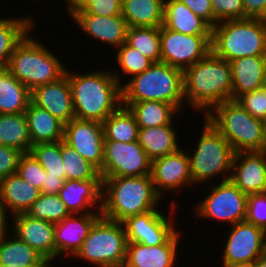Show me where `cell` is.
<instances>
[{
    "label": "cell",
    "instance_id": "cell-11",
    "mask_svg": "<svg viewBox=\"0 0 266 267\" xmlns=\"http://www.w3.org/2000/svg\"><path fill=\"white\" fill-rule=\"evenodd\" d=\"M151 174V160L138 143L104 140L101 178L138 177Z\"/></svg>",
    "mask_w": 266,
    "mask_h": 267
},
{
    "label": "cell",
    "instance_id": "cell-39",
    "mask_svg": "<svg viewBox=\"0 0 266 267\" xmlns=\"http://www.w3.org/2000/svg\"><path fill=\"white\" fill-rule=\"evenodd\" d=\"M49 175H59L65 179L61 155V141L38 143L30 151Z\"/></svg>",
    "mask_w": 266,
    "mask_h": 267
},
{
    "label": "cell",
    "instance_id": "cell-37",
    "mask_svg": "<svg viewBox=\"0 0 266 267\" xmlns=\"http://www.w3.org/2000/svg\"><path fill=\"white\" fill-rule=\"evenodd\" d=\"M61 155L66 180L101 179L99 169L84 159L70 145L61 141Z\"/></svg>",
    "mask_w": 266,
    "mask_h": 267
},
{
    "label": "cell",
    "instance_id": "cell-4",
    "mask_svg": "<svg viewBox=\"0 0 266 267\" xmlns=\"http://www.w3.org/2000/svg\"><path fill=\"white\" fill-rule=\"evenodd\" d=\"M205 118L230 143L235 153L266 150L265 122L250 115L235 100L216 105Z\"/></svg>",
    "mask_w": 266,
    "mask_h": 267
},
{
    "label": "cell",
    "instance_id": "cell-5",
    "mask_svg": "<svg viewBox=\"0 0 266 267\" xmlns=\"http://www.w3.org/2000/svg\"><path fill=\"white\" fill-rule=\"evenodd\" d=\"M211 52L228 62L266 57V25L256 18L219 22L212 28Z\"/></svg>",
    "mask_w": 266,
    "mask_h": 267
},
{
    "label": "cell",
    "instance_id": "cell-43",
    "mask_svg": "<svg viewBox=\"0 0 266 267\" xmlns=\"http://www.w3.org/2000/svg\"><path fill=\"white\" fill-rule=\"evenodd\" d=\"M235 101L250 115L266 122V89L260 88L243 93Z\"/></svg>",
    "mask_w": 266,
    "mask_h": 267
},
{
    "label": "cell",
    "instance_id": "cell-44",
    "mask_svg": "<svg viewBox=\"0 0 266 267\" xmlns=\"http://www.w3.org/2000/svg\"><path fill=\"white\" fill-rule=\"evenodd\" d=\"M266 232V192L248 195L245 220Z\"/></svg>",
    "mask_w": 266,
    "mask_h": 267
},
{
    "label": "cell",
    "instance_id": "cell-32",
    "mask_svg": "<svg viewBox=\"0 0 266 267\" xmlns=\"http://www.w3.org/2000/svg\"><path fill=\"white\" fill-rule=\"evenodd\" d=\"M31 102V91L6 68H0V114L25 112Z\"/></svg>",
    "mask_w": 266,
    "mask_h": 267
},
{
    "label": "cell",
    "instance_id": "cell-47",
    "mask_svg": "<svg viewBox=\"0 0 266 267\" xmlns=\"http://www.w3.org/2000/svg\"><path fill=\"white\" fill-rule=\"evenodd\" d=\"M188 6L198 17L214 27V14L211 0H178Z\"/></svg>",
    "mask_w": 266,
    "mask_h": 267
},
{
    "label": "cell",
    "instance_id": "cell-45",
    "mask_svg": "<svg viewBox=\"0 0 266 267\" xmlns=\"http://www.w3.org/2000/svg\"><path fill=\"white\" fill-rule=\"evenodd\" d=\"M214 26L222 21L244 19L243 0H211Z\"/></svg>",
    "mask_w": 266,
    "mask_h": 267
},
{
    "label": "cell",
    "instance_id": "cell-25",
    "mask_svg": "<svg viewBox=\"0 0 266 267\" xmlns=\"http://www.w3.org/2000/svg\"><path fill=\"white\" fill-rule=\"evenodd\" d=\"M162 26L188 35L212 34V27L178 0H164Z\"/></svg>",
    "mask_w": 266,
    "mask_h": 267
},
{
    "label": "cell",
    "instance_id": "cell-31",
    "mask_svg": "<svg viewBox=\"0 0 266 267\" xmlns=\"http://www.w3.org/2000/svg\"><path fill=\"white\" fill-rule=\"evenodd\" d=\"M135 116L139 128L173 125V117L179 110L162 101L122 102Z\"/></svg>",
    "mask_w": 266,
    "mask_h": 267
},
{
    "label": "cell",
    "instance_id": "cell-10",
    "mask_svg": "<svg viewBox=\"0 0 266 267\" xmlns=\"http://www.w3.org/2000/svg\"><path fill=\"white\" fill-rule=\"evenodd\" d=\"M213 186V187H212ZM211 192L195 207L197 217L214 219L234 225L243 222L246 216L248 195L230 179L211 184Z\"/></svg>",
    "mask_w": 266,
    "mask_h": 267
},
{
    "label": "cell",
    "instance_id": "cell-41",
    "mask_svg": "<svg viewBox=\"0 0 266 267\" xmlns=\"http://www.w3.org/2000/svg\"><path fill=\"white\" fill-rule=\"evenodd\" d=\"M122 0H77L68 13H87L97 16H117L121 14Z\"/></svg>",
    "mask_w": 266,
    "mask_h": 267
},
{
    "label": "cell",
    "instance_id": "cell-12",
    "mask_svg": "<svg viewBox=\"0 0 266 267\" xmlns=\"http://www.w3.org/2000/svg\"><path fill=\"white\" fill-rule=\"evenodd\" d=\"M161 62L184 71L211 51V35H188L160 26Z\"/></svg>",
    "mask_w": 266,
    "mask_h": 267
},
{
    "label": "cell",
    "instance_id": "cell-24",
    "mask_svg": "<svg viewBox=\"0 0 266 267\" xmlns=\"http://www.w3.org/2000/svg\"><path fill=\"white\" fill-rule=\"evenodd\" d=\"M40 194V189L27 183L18 173L0 180V202L6 214L26 213Z\"/></svg>",
    "mask_w": 266,
    "mask_h": 267
},
{
    "label": "cell",
    "instance_id": "cell-1",
    "mask_svg": "<svg viewBox=\"0 0 266 267\" xmlns=\"http://www.w3.org/2000/svg\"><path fill=\"white\" fill-rule=\"evenodd\" d=\"M65 73L71 88L76 119L103 123L122 106L123 83L118 71L95 69L76 74L66 68Z\"/></svg>",
    "mask_w": 266,
    "mask_h": 267
},
{
    "label": "cell",
    "instance_id": "cell-26",
    "mask_svg": "<svg viewBox=\"0 0 266 267\" xmlns=\"http://www.w3.org/2000/svg\"><path fill=\"white\" fill-rule=\"evenodd\" d=\"M230 63L232 100L246 92L262 88L266 57H243Z\"/></svg>",
    "mask_w": 266,
    "mask_h": 267
},
{
    "label": "cell",
    "instance_id": "cell-33",
    "mask_svg": "<svg viewBox=\"0 0 266 267\" xmlns=\"http://www.w3.org/2000/svg\"><path fill=\"white\" fill-rule=\"evenodd\" d=\"M34 19L24 18H3L0 17V68H6L15 46L23 37L35 28Z\"/></svg>",
    "mask_w": 266,
    "mask_h": 267
},
{
    "label": "cell",
    "instance_id": "cell-13",
    "mask_svg": "<svg viewBox=\"0 0 266 267\" xmlns=\"http://www.w3.org/2000/svg\"><path fill=\"white\" fill-rule=\"evenodd\" d=\"M222 253V264H252L266 252V232L246 221L231 226Z\"/></svg>",
    "mask_w": 266,
    "mask_h": 267
},
{
    "label": "cell",
    "instance_id": "cell-49",
    "mask_svg": "<svg viewBox=\"0 0 266 267\" xmlns=\"http://www.w3.org/2000/svg\"><path fill=\"white\" fill-rule=\"evenodd\" d=\"M266 6V0H243L244 19H258Z\"/></svg>",
    "mask_w": 266,
    "mask_h": 267
},
{
    "label": "cell",
    "instance_id": "cell-14",
    "mask_svg": "<svg viewBox=\"0 0 266 267\" xmlns=\"http://www.w3.org/2000/svg\"><path fill=\"white\" fill-rule=\"evenodd\" d=\"M104 139L101 122L74 118L64 125L63 141L99 171L103 167Z\"/></svg>",
    "mask_w": 266,
    "mask_h": 267
},
{
    "label": "cell",
    "instance_id": "cell-56",
    "mask_svg": "<svg viewBox=\"0 0 266 267\" xmlns=\"http://www.w3.org/2000/svg\"><path fill=\"white\" fill-rule=\"evenodd\" d=\"M0 267H12V266L3 265V264L0 263Z\"/></svg>",
    "mask_w": 266,
    "mask_h": 267
},
{
    "label": "cell",
    "instance_id": "cell-40",
    "mask_svg": "<svg viewBox=\"0 0 266 267\" xmlns=\"http://www.w3.org/2000/svg\"><path fill=\"white\" fill-rule=\"evenodd\" d=\"M117 51L118 67H121L122 73L125 76L129 75V78L141 74L153 64L151 60L142 55L137 49L130 47L126 42L118 47Z\"/></svg>",
    "mask_w": 266,
    "mask_h": 267
},
{
    "label": "cell",
    "instance_id": "cell-7",
    "mask_svg": "<svg viewBox=\"0 0 266 267\" xmlns=\"http://www.w3.org/2000/svg\"><path fill=\"white\" fill-rule=\"evenodd\" d=\"M31 32L15 46L6 67L30 91L37 86L57 81L67 68L56 54L30 37Z\"/></svg>",
    "mask_w": 266,
    "mask_h": 267
},
{
    "label": "cell",
    "instance_id": "cell-23",
    "mask_svg": "<svg viewBox=\"0 0 266 267\" xmlns=\"http://www.w3.org/2000/svg\"><path fill=\"white\" fill-rule=\"evenodd\" d=\"M101 193L102 179L65 180L58 195L71 214H86L101 211ZM92 207L97 211H89Z\"/></svg>",
    "mask_w": 266,
    "mask_h": 267
},
{
    "label": "cell",
    "instance_id": "cell-48",
    "mask_svg": "<svg viewBox=\"0 0 266 267\" xmlns=\"http://www.w3.org/2000/svg\"><path fill=\"white\" fill-rule=\"evenodd\" d=\"M65 180L59 175H49V172H46L40 192L44 194H58L64 186Z\"/></svg>",
    "mask_w": 266,
    "mask_h": 267
},
{
    "label": "cell",
    "instance_id": "cell-38",
    "mask_svg": "<svg viewBox=\"0 0 266 267\" xmlns=\"http://www.w3.org/2000/svg\"><path fill=\"white\" fill-rule=\"evenodd\" d=\"M33 219L45 220L52 223L63 221L71 213L58 194L41 193L39 198L26 212Z\"/></svg>",
    "mask_w": 266,
    "mask_h": 267
},
{
    "label": "cell",
    "instance_id": "cell-57",
    "mask_svg": "<svg viewBox=\"0 0 266 267\" xmlns=\"http://www.w3.org/2000/svg\"><path fill=\"white\" fill-rule=\"evenodd\" d=\"M115 267H127L125 264H122V265H118V266H115Z\"/></svg>",
    "mask_w": 266,
    "mask_h": 267
},
{
    "label": "cell",
    "instance_id": "cell-18",
    "mask_svg": "<svg viewBox=\"0 0 266 267\" xmlns=\"http://www.w3.org/2000/svg\"><path fill=\"white\" fill-rule=\"evenodd\" d=\"M230 180L247 195L266 192V150L235 153Z\"/></svg>",
    "mask_w": 266,
    "mask_h": 267
},
{
    "label": "cell",
    "instance_id": "cell-46",
    "mask_svg": "<svg viewBox=\"0 0 266 267\" xmlns=\"http://www.w3.org/2000/svg\"><path fill=\"white\" fill-rule=\"evenodd\" d=\"M23 152L0 144V180L17 173L19 160Z\"/></svg>",
    "mask_w": 266,
    "mask_h": 267
},
{
    "label": "cell",
    "instance_id": "cell-30",
    "mask_svg": "<svg viewBox=\"0 0 266 267\" xmlns=\"http://www.w3.org/2000/svg\"><path fill=\"white\" fill-rule=\"evenodd\" d=\"M164 0H122L121 15L128 27H160Z\"/></svg>",
    "mask_w": 266,
    "mask_h": 267
},
{
    "label": "cell",
    "instance_id": "cell-21",
    "mask_svg": "<svg viewBox=\"0 0 266 267\" xmlns=\"http://www.w3.org/2000/svg\"><path fill=\"white\" fill-rule=\"evenodd\" d=\"M100 216L101 212L71 214L55 223V258L64 254L73 257Z\"/></svg>",
    "mask_w": 266,
    "mask_h": 267
},
{
    "label": "cell",
    "instance_id": "cell-3",
    "mask_svg": "<svg viewBox=\"0 0 266 267\" xmlns=\"http://www.w3.org/2000/svg\"><path fill=\"white\" fill-rule=\"evenodd\" d=\"M102 179L101 216L123 222L130 216L158 210L161 197L151 175Z\"/></svg>",
    "mask_w": 266,
    "mask_h": 267
},
{
    "label": "cell",
    "instance_id": "cell-29",
    "mask_svg": "<svg viewBox=\"0 0 266 267\" xmlns=\"http://www.w3.org/2000/svg\"><path fill=\"white\" fill-rule=\"evenodd\" d=\"M174 130L173 125L139 128L137 141L145 150L148 158L153 161L180 149L177 132Z\"/></svg>",
    "mask_w": 266,
    "mask_h": 267
},
{
    "label": "cell",
    "instance_id": "cell-20",
    "mask_svg": "<svg viewBox=\"0 0 266 267\" xmlns=\"http://www.w3.org/2000/svg\"><path fill=\"white\" fill-rule=\"evenodd\" d=\"M180 233L175 232L164 244L147 246L142 243L127 242V267H175L178 260Z\"/></svg>",
    "mask_w": 266,
    "mask_h": 267
},
{
    "label": "cell",
    "instance_id": "cell-19",
    "mask_svg": "<svg viewBox=\"0 0 266 267\" xmlns=\"http://www.w3.org/2000/svg\"><path fill=\"white\" fill-rule=\"evenodd\" d=\"M31 102L46 110L64 125L75 118L71 88L66 73L57 81L35 87Z\"/></svg>",
    "mask_w": 266,
    "mask_h": 267
},
{
    "label": "cell",
    "instance_id": "cell-55",
    "mask_svg": "<svg viewBox=\"0 0 266 267\" xmlns=\"http://www.w3.org/2000/svg\"><path fill=\"white\" fill-rule=\"evenodd\" d=\"M262 88L266 89V65L263 73Z\"/></svg>",
    "mask_w": 266,
    "mask_h": 267
},
{
    "label": "cell",
    "instance_id": "cell-35",
    "mask_svg": "<svg viewBox=\"0 0 266 267\" xmlns=\"http://www.w3.org/2000/svg\"><path fill=\"white\" fill-rule=\"evenodd\" d=\"M104 140L119 142L137 141L139 126L127 107L121 106L103 122Z\"/></svg>",
    "mask_w": 266,
    "mask_h": 267
},
{
    "label": "cell",
    "instance_id": "cell-15",
    "mask_svg": "<svg viewBox=\"0 0 266 267\" xmlns=\"http://www.w3.org/2000/svg\"><path fill=\"white\" fill-rule=\"evenodd\" d=\"M168 218L159 210L128 217L123 221L127 242L147 246L164 244L177 231L173 219Z\"/></svg>",
    "mask_w": 266,
    "mask_h": 267
},
{
    "label": "cell",
    "instance_id": "cell-2",
    "mask_svg": "<svg viewBox=\"0 0 266 267\" xmlns=\"http://www.w3.org/2000/svg\"><path fill=\"white\" fill-rule=\"evenodd\" d=\"M183 90L188 105L205 117L216 105L232 100L230 63L210 51L183 71Z\"/></svg>",
    "mask_w": 266,
    "mask_h": 267
},
{
    "label": "cell",
    "instance_id": "cell-53",
    "mask_svg": "<svg viewBox=\"0 0 266 267\" xmlns=\"http://www.w3.org/2000/svg\"><path fill=\"white\" fill-rule=\"evenodd\" d=\"M222 267H252V264H236V265H224L222 264Z\"/></svg>",
    "mask_w": 266,
    "mask_h": 267
},
{
    "label": "cell",
    "instance_id": "cell-36",
    "mask_svg": "<svg viewBox=\"0 0 266 267\" xmlns=\"http://www.w3.org/2000/svg\"><path fill=\"white\" fill-rule=\"evenodd\" d=\"M126 43L153 63L161 62L160 27H128Z\"/></svg>",
    "mask_w": 266,
    "mask_h": 267
},
{
    "label": "cell",
    "instance_id": "cell-54",
    "mask_svg": "<svg viewBox=\"0 0 266 267\" xmlns=\"http://www.w3.org/2000/svg\"><path fill=\"white\" fill-rule=\"evenodd\" d=\"M263 24L266 25V6L260 17L258 18Z\"/></svg>",
    "mask_w": 266,
    "mask_h": 267
},
{
    "label": "cell",
    "instance_id": "cell-6",
    "mask_svg": "<svg viewBox=\"0 0 266 267\" xmlns=\"http://www.w3.org/2000/svg\"><path fill=\"white\" fill-rule=\"evenodd\" d=\"M122 102L162 101L179 111L184 105L183 71L163 62L153 63L121 86Z\"/></svg>",
    "mask_w": 266,
    "mask_h": 267
},
{
    "label": "cell",
    "instance_id": "cell-50",
    "mask_svg": "<svg viewBox=\"0 0 266 267\" xmlns=\"http://www.w3.org/2000/svg\"><path fill=\"white\" fill-rule=\"evenodd\" d=\"M8 217L2 203L0 202V234H3L4 232L9 231V226L8 225Z\"/></svg>",
    "mask_w": 266,
    "mask_h": 267
},
{
    "label": "cell",
    "instance_id": "cell-34",
    "mask_svg": "<svg viewBox=\"0 0 266 267\" xmlns=\"http://www.w3.org/2000/svg\"><path fill=\"white\" fill-rule=\"evenodd\" d=\"M0 144L23 153L31 151V137L24 112L0 114Z\"/></svg>",
    "mask_w": 266,
    "mask_h": 267
},
{
    "label": "cell",
    "instance_id": "cell-52",
    "mask_svg": "<svg viewBox=\"0 0 266 267\" xmlns=\"http://www.w3.org/2000/svg\"><path fill=\"white\" fill-rule=\"evenodd\" d=\"M65 2L67 4H65L67 11H69L72 7L75 6V4L77 3V0H65Z\"/></svg>",
    "mask_w": 266,
    "mask_h": 267
},
{
    "label": "cell",
    "instance_id": "cell-9",
    "mask_svg": "<svg viewBox=\"0 0 266 267\" xmlns=\"http://www.w3.org/2000/svg\"><path fill=\"white\" fill-rule=\"evenodd\" d=\"M126 246L123 222L100 216L73 258L84 259L97 267H115L124 264Z\"/></svg>",
    "mask_w": 266,
    "mask_h": 267
},
{
    "label": "cell",
    "instance_id": "cell-8",
    "mask_svg": "<svg viewBox=\"0 0 266 267\" xmlns=\"http://www.w3.org/2000/svg\"><path fill=\"white\" fill-rule=\"evenodd\" d=\"M203 118L200 140L196 143L194 152L187 154L193 185L203 184L205 181L208 183V180L221 174L222 181L229 180L235 155L230 143L205 117Z\"/></svg>",
    "mask_w": 266,
    "mask_h": 267
},
{
    "label": "cell",
    "instance_id": "cell-28",
    "mask_svg": "<svg viewBox=\"0 0 266 267\" xmlns=\"http://www.w3.org/2000/svg\"><path fill=\"white\" fill-rule=\"evenodd\" d=\"M24 113L31 137V148L38 143L63 140L64 124L52 114L37 107L32 102L29 103Z\"/></svg>",
    "mask_w": 266,
    "mask_h": 267
},
{
    "label": "cell",
    "instance_id": "cell-17",
    "mask_svg": "<svg viewBox=\"0 0 266 267\" xmlns=\"http://www.w3.org/2000/svg\"><path fill=\"white\" fill-rule=\"evenodd\" d=\"M12 218L11 234L34 248L51 265L55 259V223L33 219L26 213L15 214Z\"/></svg>",
    "mask_w": 266,
    "mask_h": 267
},
{
    "label": "cell",
    "instance_id": "cell-42",
    "mask_svg": "<svg viewBox=\"0 0 266 267\" xmlns=\"http://www.w3.org/2000/svg\"><path fill=\"white\" fill-rule=\"evenodd\" d=\"M17 173L29 184L41 189L46 171L31 152L20 157Z\"/></svg>",
    "mask_w": 266,
    "mask_h": 267
},
{
    "label": "cell",
    "instance_id": "cell-51",
    "mask_svg": "<svg viewBox=\"0 0 266 267\" xmlns=\"http://www.w3.org/2000/svg\"><path fill=\"white\" fill-rule=\"evenodd\" d=\"M252 267H266V252L252 263Z\"/></svg>",
    "mask_w": 266,
    "mask_h": 267
},
{
    "label": "cell",
    "instance_id": "cell-16",
    "mask_svg": "<svg viewBox=\"0 0 266 267\" xmlns=\"http://www.w3.org/2000/svg\"><path fill=\"white\" fill-rule=\"evenodd\" d=\"M182 148L175 153L151 161V178L160 197L163 191H176L193 184L187 152Z\"/></svg>",
    "mask_w": 266,
    "mask_h": 267
},
{
    "label": "cell",
    "instance_id": "cell-27",
    "mask_svg": "<svg viewBox=\"0 0 266 267\" xmlns=\"http://www.w3.org/2000/svg\"><path fill=\"white\" fill-rule=\"evenodd\" d=\"M10 232L0 234V263L12 267H51L34 248Z\"/></svg>",
    "mask_w": 266,
    "mask_h": 267
},
{
    "label": "cell",
    "instance_id": "cell-22",
    "mask_svg": "<svg viewBox=\"0 0 266 267\" xmlns=\"http://www.w3.org/2000/svg\"><path fill=\"white\" fill-rule=\"evenodd\" d=\"M83 32L97 41L116 48L126 42L128 25L123 16H97L87 13H69Z\"/></svg>",
    "mask_w": 266,
    "mask_h": 267
}]
</instances>
